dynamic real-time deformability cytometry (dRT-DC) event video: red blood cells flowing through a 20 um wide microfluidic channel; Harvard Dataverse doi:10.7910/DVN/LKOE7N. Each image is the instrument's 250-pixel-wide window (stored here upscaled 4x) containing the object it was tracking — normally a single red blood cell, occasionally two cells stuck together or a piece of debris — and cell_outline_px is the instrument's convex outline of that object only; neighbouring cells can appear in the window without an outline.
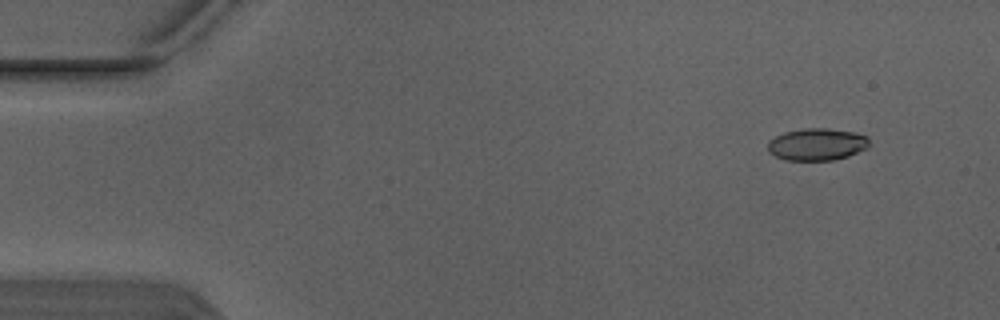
{"species": "Egyptian fruit bat (a non-hibernating species)", "species_latin": "Rousettus aegyptiacus", "temperature_condition": "warm", "stored_images_in_passage": 5, "camera_frame_rate_fps": 3000, "um_per_image_px": 0.085, "animal": {"sex": "male"}, "frame": {"image": 1, "passage_image": 2, "time_ms": 0.333, "image_size_px": [1000, 320], "cell_outline_px": [[868, 148], [848, 156], [832, 160], [784, 160], [768, 152], [768, 140], [784, 132], [804, 128], [828, 128], [856, 132], [868, 136]], "centroid_in_image_um": [69.44, 12.26], "position_along_channel_um": 15.6, "area_um2": 19.13}}
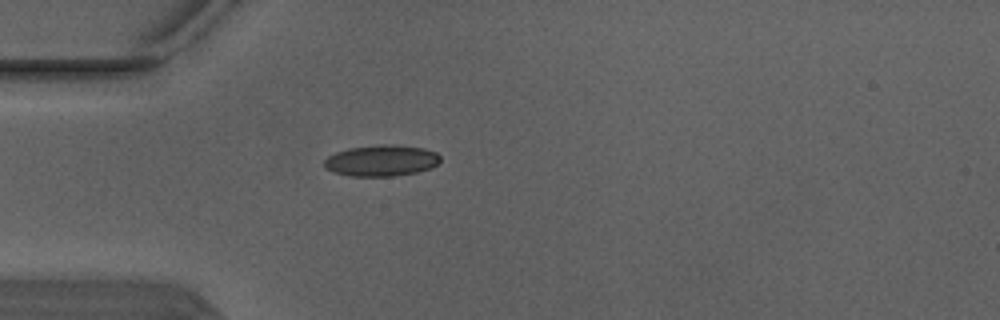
{"frame": {"image": 2, "passage_image": 5, "time_ms": 1.333, "image_size_px": [1000, 320], "cell_outline_px": [[440, 160], [432, 168], [416, 172], [392, 176], [352, 176], [336, 172], [324, 168], [324, 160], [328, 156], [336, 152], [348, 148], [384, 144], [392, 144], [424, 148], [436, 152], [440, 156]], "centroid_in_image_um": [32.42, 13.64], "position_along_channel_um": 52.6, "area_um2": 21.04}}